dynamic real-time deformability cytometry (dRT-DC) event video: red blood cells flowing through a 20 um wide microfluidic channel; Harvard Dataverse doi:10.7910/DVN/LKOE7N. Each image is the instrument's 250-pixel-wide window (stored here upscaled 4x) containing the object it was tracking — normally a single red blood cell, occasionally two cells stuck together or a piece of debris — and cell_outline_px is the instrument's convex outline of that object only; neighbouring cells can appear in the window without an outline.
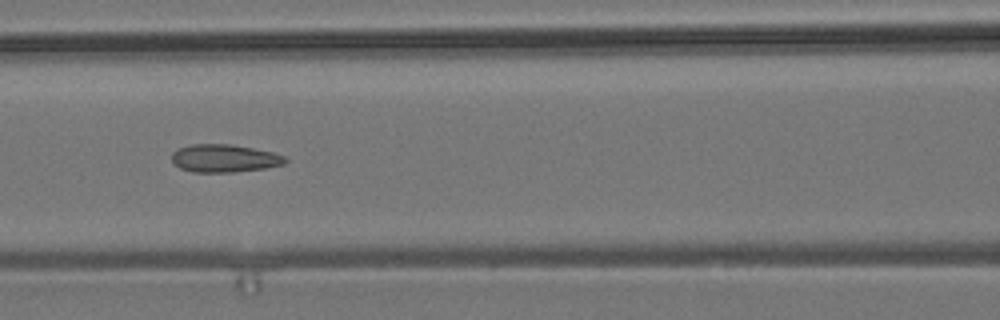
{"species": "common noctule bat (a hibernating species)", "species_latin": "Nyctalus noctula", "temperature_condition": "room temperature", "stored_images_in_passage": 8, "camera_frame_rate_fps": 3000, "um_per_image_px": 0.085, "animal": {"sex": "male", "body_mass_g": 19.2, "forearm_length_mm": 51.8}, "frame": {"image": 1, "passage_image": 7, "time_ms": 7.667, "image_size_px": [1000, 320], "cell_outline_px": [[288, 160], [284, 164], [264, 168], [232, 172], [192, 172], [180, 168], [172, 164], [172, 152], [176, 148], [192, 144], [232, 144], [272, 152], [288, 156]], "centroid_in_image_um": [19.05, 13.45], "position_along_channel_um": 147.6, "area_um2": 18.61}}
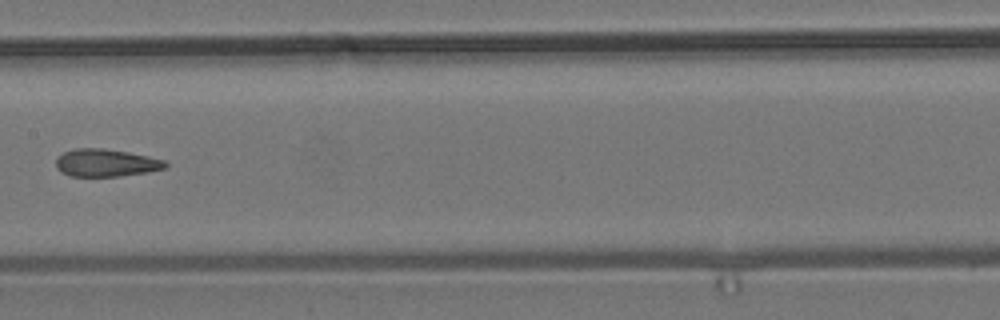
{"frame": {"image": 2, "passage_image": 8, "time_ms": 9.0, "image_size_px": [1000, 320], "cell_outline_px": [[168, 168], [148, 172], [120, 176], [68, 176], [60, 172], [56, 168], [56, 160], [64, 152], [76, 148], [104, 148], [128, 152], [148, 156], [164, 160], [168, 164]], "centroid_in_image_um": [9.02, 13.85], "position_along_channel_um": 198.4, "area_um2": 17.69}}